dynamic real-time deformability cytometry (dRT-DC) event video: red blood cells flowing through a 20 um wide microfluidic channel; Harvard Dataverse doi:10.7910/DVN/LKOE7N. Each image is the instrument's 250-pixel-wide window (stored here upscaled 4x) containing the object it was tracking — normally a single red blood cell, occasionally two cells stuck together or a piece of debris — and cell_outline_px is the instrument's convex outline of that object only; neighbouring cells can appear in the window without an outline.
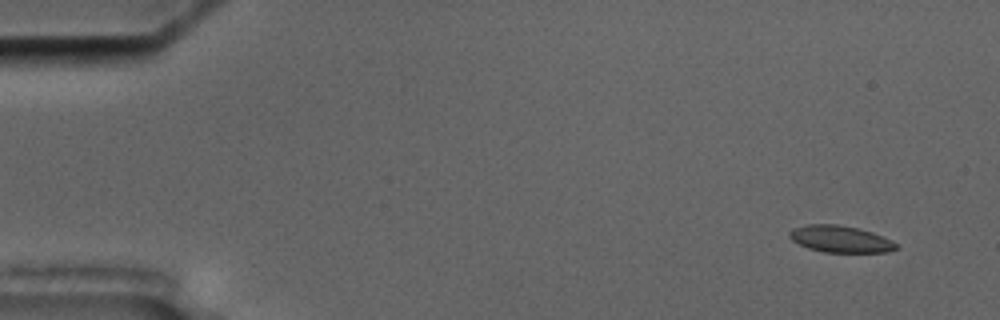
{"species": "common noctule bat (a hibernating species)", "species_latin": "Nyctalus noctula", "temperature_condition": "cold", "stored_images_in_passage": 6, "camera_frame_rate_fps": 3000, "um_per_image_px": 0.085, "animal": {"sex": "male", "body_mass_g": 17.5, "forearm_length_mm": 52.3}, "frame": {"image": 1, "passage_image": 1, "time_ms": 0.0, "image_size_px": [1000, 320], "cell_outline_px": [[896, 248], [888, 252], [824, 252], [808, 248], [792, 240], [788, 236], [788, 232], [792, 228], [808, 224], [836, 224], [860, 228], [872, 232], [892, 240], [896, 244]], "centroid_in_image_um": [71.4, 20.31], "position_along_channel_um": 13.6, "area_um2": 16.65}}
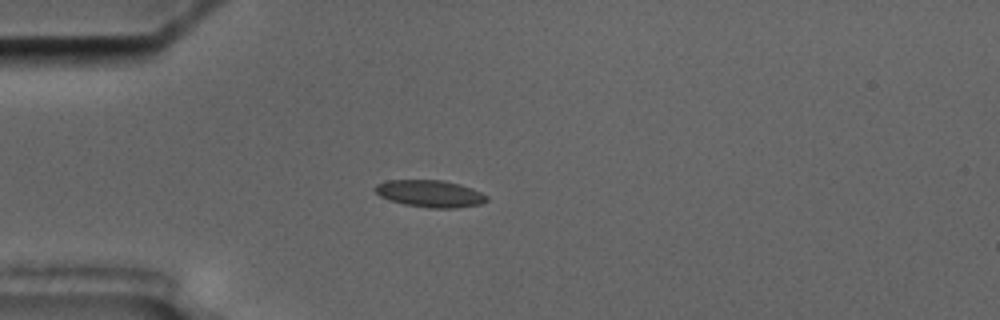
{"frame": {"image": 2, "passage_image": 4, "time_ms": 4.0, "image_size_px": [1000, 320], "cell_outline_px": [[488, 200], [480, 204], [456, 208], [428, 208], [404, 204], [388, 200], [380, 196], [372, 188], [376, 184], [388, 180], [444, 180], [460, 184], [472, 188], [488, 196]], "centroid_in_image_um": [36.54, 16.46], "position_along_channel_um": 48.5, "area_um2": 17.74}}